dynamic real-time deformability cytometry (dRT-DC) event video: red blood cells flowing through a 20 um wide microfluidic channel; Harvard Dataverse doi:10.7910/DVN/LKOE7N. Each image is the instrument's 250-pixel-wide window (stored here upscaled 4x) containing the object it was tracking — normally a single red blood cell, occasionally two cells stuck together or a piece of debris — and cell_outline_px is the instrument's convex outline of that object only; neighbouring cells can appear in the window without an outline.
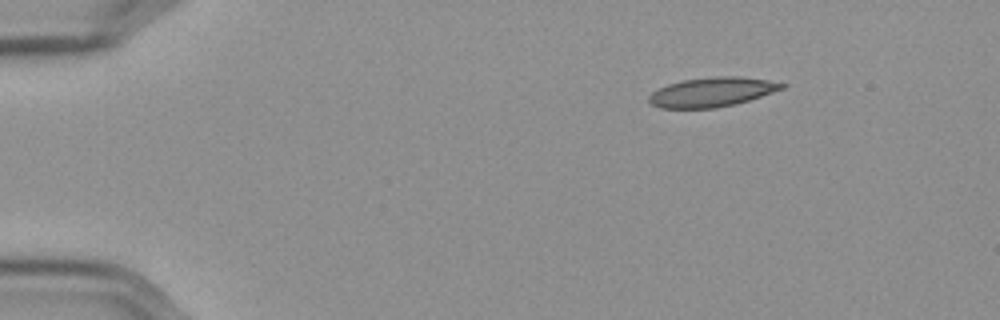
{"species": "Egyptian fruit bat (a non-hibernating species)", "species_latin": "Rousettus aegyptiacus", "temperature_condition": "cold", "stored_images_in_passage": 49, "camera_frame_rate_fps": 3000, "um_per_image_px": 0.085, "frame": {"image": 1, "passage_image": 1, "time_ms": 0.0, "image_size_px": [1000, 320], "cell_outline_px": [[788, 84], [784, 88], [736, 104], [716, 108], [660, 108], [652, 104], [648, 100], [648, 96], [652, 92], [668, 84], [680, 80], [716, 76], [740, 76], [768, 80]], "centroid_in_image_um": [60.51, 7.82], "position_along_channel_um": 24.5, "area_um2": 22.77}}
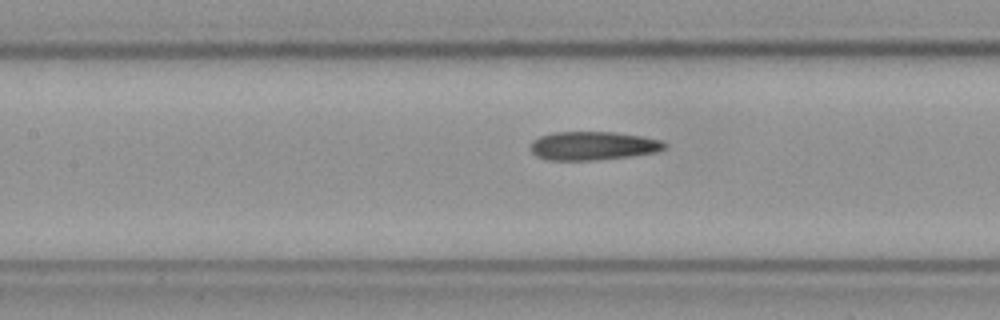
{"frame": {"image": 2, "passage_image": 19, "time_ms": 6.0, "image_size_px": [1000, 320], "cell_outline_px": [[668, 148], [656, 152], [632, 156], [596, 160], [548, 160], [536, 156], [532, 152], [528, 144], [532, 140], [540, 136], [552, 132], [612, 132], [640, 136], [664, 140], [668, 144]], "centroid_in_image_um": [50.41, 12.39], "position_along_channel_um": 157.0, "area_um2": 22.66}}
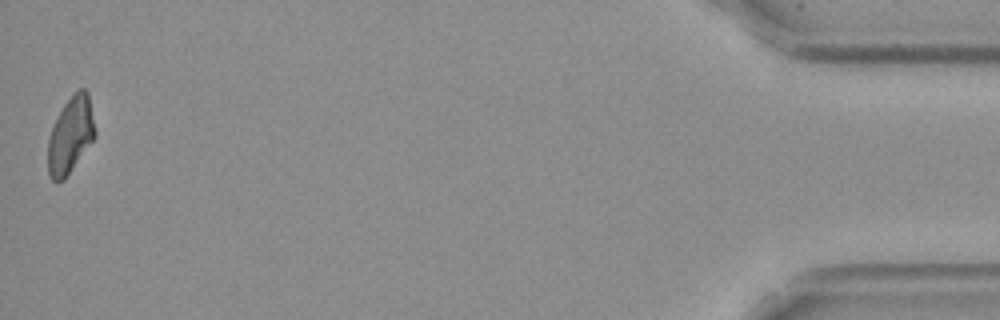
{"frame": {"image": 3, "passage_image": 49, "time_ms": 16.0, "image_size_px": [1000, 320], "cell_outline_px": [[96, 136], [64, 180], [52, 180], [48, 172], [48, 140], [52, 128], [64, 104], [80, 88], [84, 88], [88, 92], [96, 128]], "centroid_in_image_um": [6.02, 11.49], "position_along_channel_um": 429.2, "area_um2": 20.69}, "authors_computed_cell_mechanics": {"area_um2": 22.542, "velocity_mm_per_s": 3.5928, "shape_relaxation_time_tau1_ms": null, "shape_relaxation_time_tau2_ms": 6.2104, "deformation_change_tau1": null, "deformation_change_tau2": 0.1345}}